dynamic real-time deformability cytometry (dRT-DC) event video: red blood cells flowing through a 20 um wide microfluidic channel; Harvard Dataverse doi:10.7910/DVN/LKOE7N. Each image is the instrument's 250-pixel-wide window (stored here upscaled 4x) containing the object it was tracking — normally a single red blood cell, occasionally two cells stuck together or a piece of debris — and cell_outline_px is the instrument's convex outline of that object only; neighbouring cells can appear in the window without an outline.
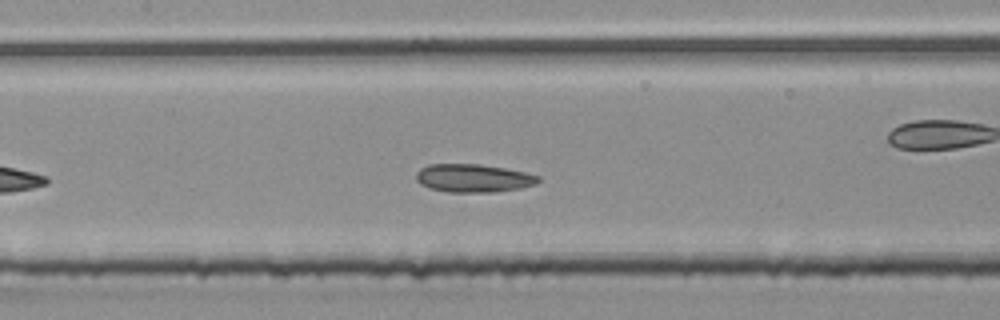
{"species": "common noctule bat (a hibernating species)", "species_latin": "Nyctalus noctula", "temperature_condition": "room temperature", "stored_images_in_passage": 26, "camera_frame_rate_fps": 3000, "um_per_image_px": 0.085, "animal": {"sex": "male", "body_mass_g": 20.4}, "frame": {"image": 1, "passage_image": 12, "time_ms": 3.667, "image_size_px": [1000, 320], "cell_outline_px": [[540, 180], [536, 184], [520, 188], [496, 192], [448, 192], [428, 188], [420, 184], [416, 180], [416, 172], [420, 168], [428, 164], [480, 164], [504, 168], [524, 172], [540, 176]], "centroid_in_image_um": [40.21, 15.14], "position_along_channel_um": 167.2, "area_um2": 20.17}}
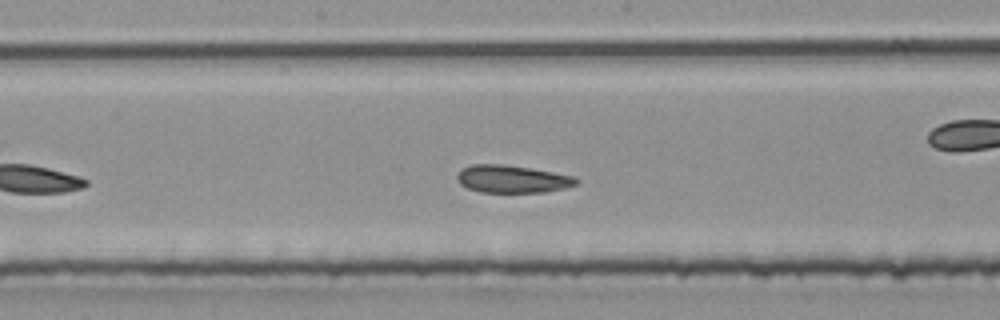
{"frame": {"image": 2, "passage_image": 15, "time_ms": 4.667, "image_size_px": [1000, 320], "cell_outline_px": [[580, 184], [568, 188], [544, 192], [480, 192], [468, 188], [460, 184], [456, 180], [456, 176], [460, 168], [472, 164], [500, 164], [528, 168], [552, 172], [572, 176], [580, 180]], "centroid_in_image_um": [43.53, 15.22], "position_along_channel_um": 204.7, "area_um2": 19.31}}